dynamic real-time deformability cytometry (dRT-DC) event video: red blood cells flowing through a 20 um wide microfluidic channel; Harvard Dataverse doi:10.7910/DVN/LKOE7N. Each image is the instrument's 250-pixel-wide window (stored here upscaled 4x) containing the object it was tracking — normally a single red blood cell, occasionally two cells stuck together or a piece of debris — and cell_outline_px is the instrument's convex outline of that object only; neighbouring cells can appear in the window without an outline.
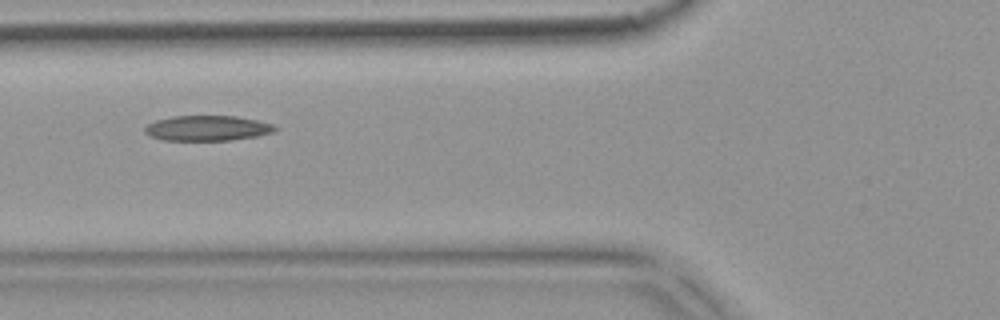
{"species": "common noctule bat (a hibernating species)", "species_latin": "Nyctalus noctula", "temperature_condition": "warm", "stored_images_in_passage": 5, "camera_frame_rate_fps": 3000, "um_per_image_px": 0.085, "animal": {"sex": "female", "body_mass_g": 18.4}, "frame": {"image": 1, "passage_image": 2, "time_ms": 0.333, "image_size_px": [1000, 320], "cell_outline_px": [[276, 132], [256, 136], [228, 140], [164, 140], [152, 136], [144, 132], [144, 128], [148, 124], [156, 120], [172, 116], [236, 116], [256, 120], [272, 124], [276, 128]], "centroid_in_image_um": [17.62, 10.89], "position_along_channel_um": 108.2, "area_um2": 18.96}}
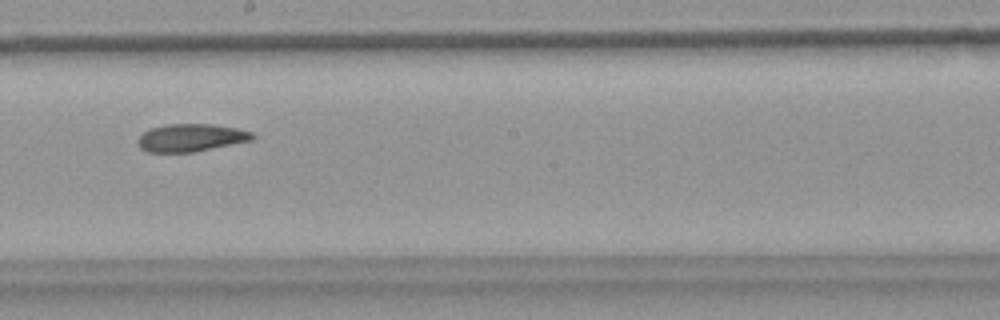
{"frame": {"image": 2, "passage_image": 5, "time_ms": 1.333, "image_size_px": [1000, 320], "cell_outline_px": [[256, 136], [252, 140], [192, 152], [148, 152], [140, 148], [136, 144], [136, 140], [148, 128], [164, 124], [212, 124], [236, 128], [252, 132]], "centroid_in_image_um": [16.18, 11.7], "position_along_channel_um": 232.0, "area_um2": 18.55}}